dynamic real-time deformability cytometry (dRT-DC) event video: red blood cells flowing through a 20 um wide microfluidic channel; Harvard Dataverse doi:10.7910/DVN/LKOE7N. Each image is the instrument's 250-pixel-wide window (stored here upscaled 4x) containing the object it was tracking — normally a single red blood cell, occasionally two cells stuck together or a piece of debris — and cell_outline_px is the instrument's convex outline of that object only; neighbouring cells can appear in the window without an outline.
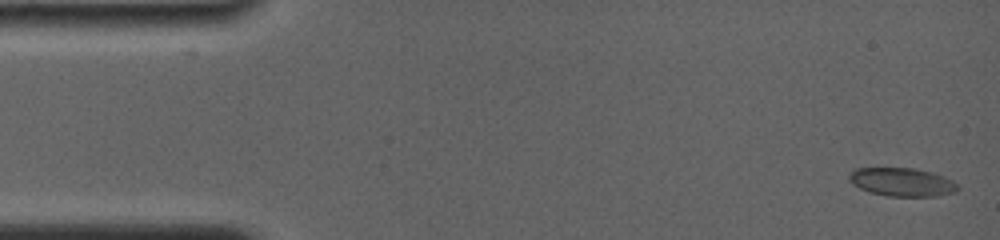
{"species": "common noctule bat (a hibernating species)", "species_latin": "Nyctalus noctula", "temperature_condition": "room temperature", "stored_images_in_passage": 32, "camera_frame_rate_fps": 4000, "um_per_image_px": 0.085, "animal": {"sex": "female", "body_mass_g": 19.0, "forearm_length_mm": 56.7}, "frame": {"image": 1, "passage_image": 1, "time_ms": 0.0, "image_size_px": [1000, 240], "cell_outline_px": [[960, 188], [956, 192], [936, 196], [888, 196], [868, 192], [852, 184], [848, 180], [848, 176], [856, 168], [912, 168], [932, 172], [944, 176], [952, 180]], "centroid_in_image_um": [76.67, 15.48], "position_along_channel_um": 8.3, "area_um2": 18.03}}
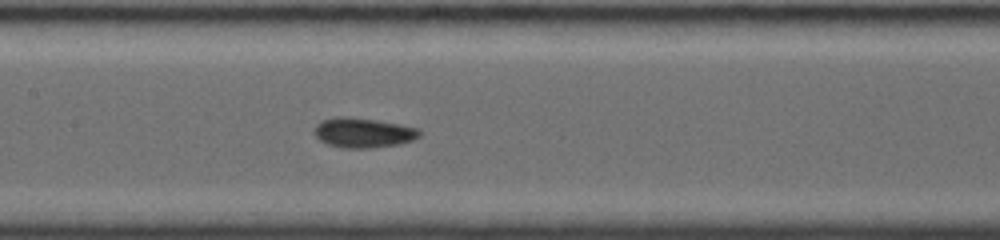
{"frame": {"image": 2, "passage_image": 14, "time_ms": 7.5, "image_size_px": [1000, 240], "cell_outline_px": [[424, 132], [420, 136], [412, 140], [400, 144], [368, 148], [348, 148], [328, 144], [320, 140], [316, 136], [316, 124], [320, 120], [340, 116], [348, 116], [376, 120], [400, 124], [420, 128]], "centroid_in_image_um": [30.93, 11.27], "position_along_channel_um": 176.5, "area_um2": 18.32}}
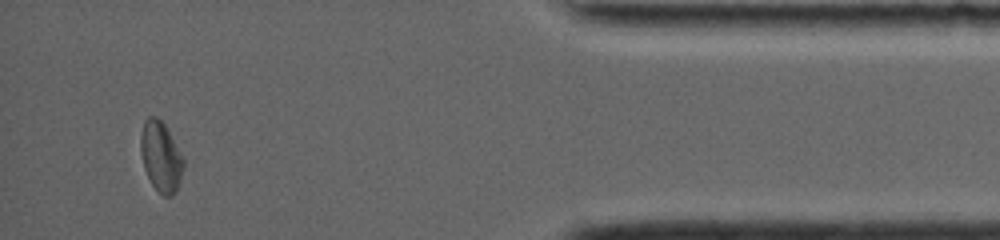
{"frame": {"image": 3, "passage_image": 27, "time_ms": 15.0, "image_size_px": [1000, 240], "cell_outline_px": [[184, 168], [176, 192], [172, 196], [164, 196], [152, 184], [144, 168], [140, 148], [140, 136], [144, 120], [148, 116], [156, 116], [164, 124], [184, 160]], "centroid_in_image_um": [13.66, 13.31], "position_along_channel_um": 421.5, "area_um2": 17.28}, "authors_computed_cell_mechanics": {"area_um2": 17.3978, "velocity_mm_per_s": 3.8086, "shape_relaxation_time_tau1_ms": 2.6473, "shape_relaxation_time_tau2_ms": 3.5471, "deformation_change_tau1": 0.0945, "deformation_change_tau2": 0.0378}}